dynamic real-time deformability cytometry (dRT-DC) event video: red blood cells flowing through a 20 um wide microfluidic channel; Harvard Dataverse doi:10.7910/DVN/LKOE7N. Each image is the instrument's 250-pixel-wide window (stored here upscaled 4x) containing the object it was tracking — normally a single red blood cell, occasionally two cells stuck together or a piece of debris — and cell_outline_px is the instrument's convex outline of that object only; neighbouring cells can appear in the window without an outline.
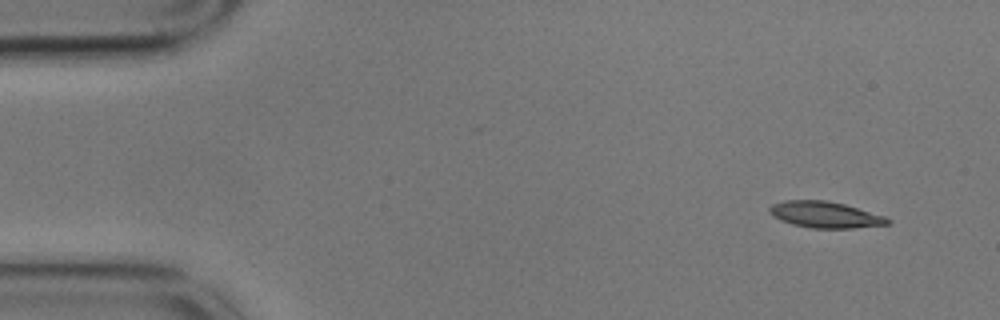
{"species": "common noctule bat (a hibernating species)", "species_latin": "Nyctalus noctula", "temperature_condition": "cold", "stored_images_in_passage": 53, "camera_frame_rate_fps": 3000, "um_per_image_px": 0.085, "animal": {"sex": "male", "body_mass_g": 17.9}, "frame": {"image": 1, "passage_image": 1, "time_ms": 0.0, "image_size_px": [1000, 320], "cell_outline_px": [[892, 224], [852, 228], [812, 228], [792, 224], [780, 220], [772, 216], [768, 212], [768, 208], [772, 204], [784, 200], [828, 200], [844, 204], [888, 216], [892, 220]], "centroid_in_image_um": [70.17, 18.24], "position_along_channel_um": 14.8, "area_um2": 18.44}}
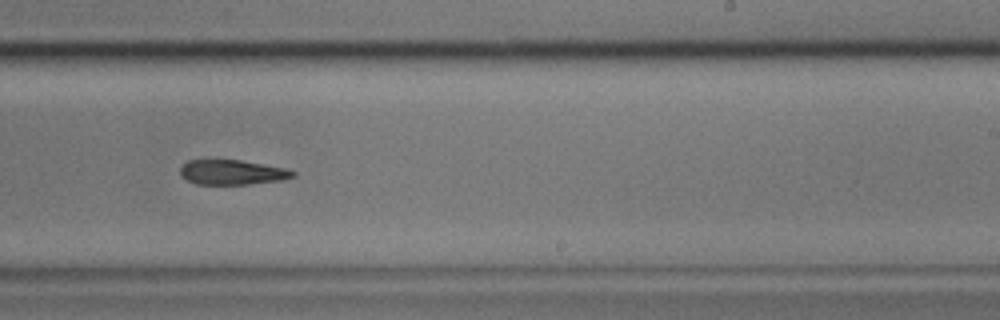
{"frame": {"image": 2, "passage_image": 31, "time_ms": 10.0, "image_size_px": [1000, 320], "cell_outline_px": [[296, 176], [284, 180], [248, 184], [196, 184], [180, 176], [180, 168], [188, 160], [240, 160], [284, 168], [296, 172]], "centroid_in_image_um": [19.74, 14.65], "position_along_channel_um": 269.3, "area_um2": 16.24}}
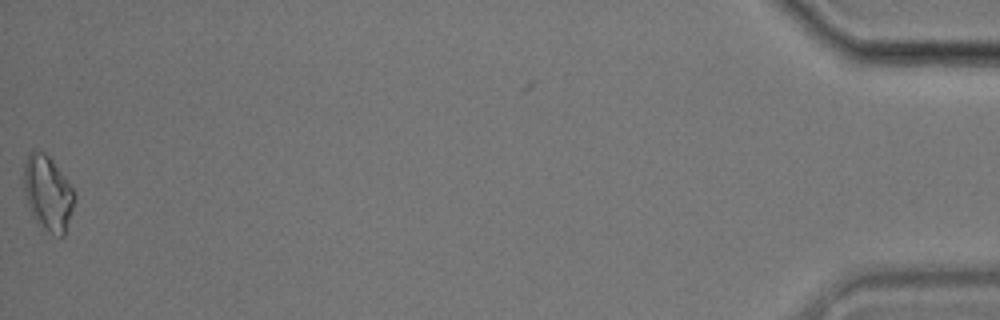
{"frame": {"image": 3, "passage_image": 53, "time_ms": 17.333, "image_size_px": [1000, 320], "cell_outline_px": [[76, 200], [64, 236], [60, 236], [44, 228], [32, 216], [24, 192], [24, 164], [28, 152], [32, 148], [36, 148], [44, 152], [52, 160], [68, 180], [76, 192]], "centroid_in_image_um": [4.08, 16.36], "position_along_channel_um": 431.1, "area_um2": 22.31}, "authors_computed_cell_mechanics": {"area_um2": 18.496, "velocity_mm_per_s": 3.5362, "shape_relaxation_time_tau1_ms": 4.1448, "shape_relaxation_time_tau2_ms": null, "deformation_change_tau1": 0.1079, "deformation_change_tau2": null}}